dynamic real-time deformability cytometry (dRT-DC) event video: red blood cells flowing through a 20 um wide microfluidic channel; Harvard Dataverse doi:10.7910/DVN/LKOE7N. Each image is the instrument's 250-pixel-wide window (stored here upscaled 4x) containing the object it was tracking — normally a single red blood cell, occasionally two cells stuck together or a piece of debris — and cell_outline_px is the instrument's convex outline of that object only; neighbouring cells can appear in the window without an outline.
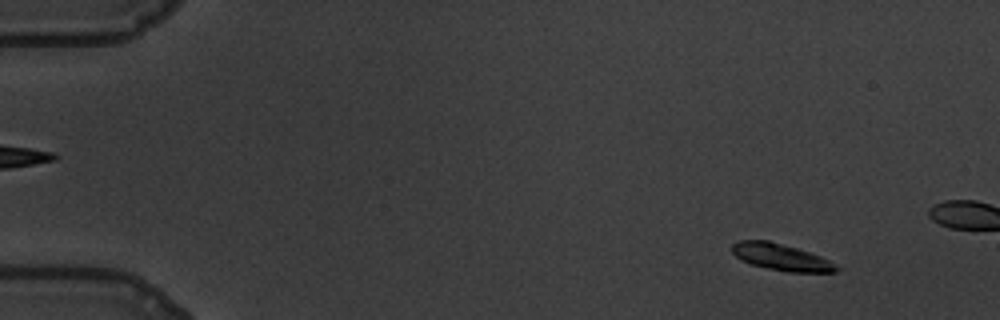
{"species": "common noctule bat (a hibernating species)", "species_latin": "Nyctalus noctula", "temperature_condition": "warm", "stored_images_in_passage": 15, "camera_frame_rate_fps": 3000, "um_per_image_px": 0.085, "animal": {"sex": "male", "body_mass_g": 19.5, "forearm_length_mm": 54.6}, "frame": {"image": 1, "passage_image": 3, "time_ms": 0.667, "image_size_px": [1000, 320], "cell_outline_px": [[840, 268], [836, 272], [788, 272], [768, 268], [752, 264], [736, 256], [732, 252], [732, 244], [740, 240], [768, 240], [796, 248], [820, 256], [828, 260]], "centroid_in_image_um": [66.39, 21.85], "position_along_channel_um": 18.6, "area_um2": 15.9}}